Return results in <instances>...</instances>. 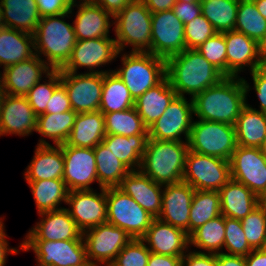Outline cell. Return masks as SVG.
Returning a JSON list of instances; mask_svg holds the SVG:
<instances>
[{"mask_svg": "<svg viewBox=\"0 0 266 266\" xmlns=\"http://www.w3.org/2000/svg\"><path fill=\"white\" fill-rule=\"evenodd\" d=\"M194 116L201 120L235 125L246 106L242 77H224L192 98Z\"/></svg>", "mask_w": 266, "mask_h": 266, "instance_id": "1", "label": "cell"}, {"mask_svg": "<svg viewBox=\"0 0 266 266\" xmlns=\"http://www.w3.org/2000/svg\"><path fill=\"white\" fill-rule=\"evenodd\" d=\"M166 77L177 96L193 98L225 76L196 49H185L166 60Z\"/></svg>", "mask_w": 266, "mask_h": 266, "instance_id": "2", "label": "cell"}, {"mask_svg": "<svg viewBox=\"0 0 266 266\" xmlns=\"http://www.w3.org/2000/svg\"><path fill=\"white\" fill-rule=\"evenodd\" d=\"M73 10L71 7L66 13L42 17L33 34L35 54L41 59L44 55L52 70H59L67 63L77 42L73 25L64 19Z\"/></svg>", "mask_w": 266, "mask_h": 266, "instance_id": "3", "label": "cell"}, {"mask_svg": "<svg viewBox=\"0 0 266 266\" xmlns=\"http://www.w3.org/2000/svg\"><path fill=\"white\" fill-rule=\"evenodd\" d=\"M188 150V142L148 138L139 170L161 185L181 182Z\"/></svg>", "mask_w": 266, "mask_h": 266, "instance_id": "4", "label": "cell"}, {"mask_svg": "<svg viewBox=\"0 0 266 266\" xmlns=\"http://www.w3.org/2000/svg\"><path fill=\"white\" fill-rule=\"evenodd\" d=\"M113 19L119 52L130 45V52L151 53L152 12L141 0L129 3Z\"/></svg>", "mask_w": 266, "mask_h": 266, "instance_id": "5", "label": "cell"}, {"mask_svg": "<svg viewBox=\"0 0 266 266\" xmlns=\"http://www.w3.org/2000/svg\"><path fill=\"white\" fill-rule=\"evenodd\" d=\"M121 62L122 67L113 72L124 82L134 100L166 78V60L151 53H123Z\"/></svg>", "mask_w": 266, "mask_h": 266, "instance_id": "6", "label": "cell"}, {"mask_svg": "<svg viewBox=\"0 0 266 266\" xmlns=\"http://www.w3.org/2000/svg\"><path fill=\"white\" fill-rule=\"evenodd\" d=\"M188 147L195 153L229 161L237 147L235 127L223 122L193 120Z\"/></svg>", "mask_w": 266, "mask_h": 266, "instance_id": "7", "label": "cell"}, {"mask_svg": "<svg viewBox=\"0 0 266 266\" xmlns=\"http://www.w3.org/2000/svg\"><path fill=\"white\" fill-rule=\"evenodd\" d=\"M107 222L141 239L154 217L118 187L106 188Z\"/></svg>", "mask_w": 266, "mask_h": 266, "instance_id": "8", "label": "cell"}, {"mask_svg": "<svg viewBox=\"0 0 266 266\" xmlns=\"http://www.w3.org/2000/svg\"><path fill=\"white\" fill-rule=\"evenodd\" d=\"M230 179L228 160L188 150L183 182L195 190L219 191Z\"/></svg>", "mask_w": 266, "mask_h": 266, "instance_id": "9", "label": "cell"}, {"mask_svg": "<svg viewBox=\"0 0 266 266\" xmlns=\"http://www.w3.org/2000/svg\"><path fill=\"white\" fill-rule=\"evenodd\" d=\"M19 250H33L37 266H91L84 240H23Z\"/></svg>", "mask_w": 266, "mask_h": 266, "instance_id": "10", "label": "cell"}, {"mask_svg": "<svg viewBox=\"0 0 266 266\" xmlns=\"http://www.w3.org/2000/svg\"><path fill=\"white\" fill-rule=\"evenodd\" d=\"M83 239L90 265L109 266L132 237L125 230L105 222L84 231Z\"/></svg>", "mask_w": 266, "mask_h": 266, "instance_id": "11", "label": "cell"}, {"mask_svg": "<svg viewBox=\"0 0 266 266\" xmlns=\"http://www.w3.org/2000/svg\"><path fill=\"white\" fill-rule=\"evenodd\" d=\"M115 38H95L77 40L67 63L59 69L77 73L79 68H87L86 73H107L113 70H99L121 56ZM98 70H95L94 68ZM89 69V72H88Z\"/></svg>", "mask_w": 266, "mask_h": 266, "instance_id": "12", "label": "cell"}, {"mask_svg": "<svg viewBox=\"0 0 266 266\" xmlns=\"http://www.w3.org/2000/svg\"><path fill=\"white\" fill-rule=\"evenodd\" d=\"M193 114L192 98L187 101L185 96H176L162 116L148 127L149 139L188 142Z\"/></svg>", "mask_w": 266, "mask_h": 266, "instance_id": "13", "label": "cell"}, {"mask_svg": "<svg viewBox=\"0 0 266 266\" xmlns=\"http://www.w3.org/2000/svg\"><path fill=\"white\" fill-rule=\"evenodd\" d=\"M72 110L76 113L99 111L104 73H72L60 71Z\"/></svg>", "mask_w": 266, "mask_h": 266, "instance_id": "14", "label": "cell"}, {"mask_svg": "<svg viewBox=\"0 0 266 266\" xmlns=\"http://www.w3.org/2000/svg\"><path fill=\"white\" fill-rule=\"evenodd\" d=\"M229 163L231 179L242 183L258 197L266 192V158L259 148L237 145Z\"/></svg>", "mask_w": 266, "mask_h": 266, "instance_id": "15", "label": "cell"}, {"mask_svg": "<svg viewBox=\"0 0 266 266\" xmlns=\"http://www.w3.org/2000/svg\"><path fill=\"white\" fill-rule=\"evenodd\" d=\"M185 49L184 23L173 10L152 13L151 54L167 60Z\"/></svg>", "mask_w": 266, "mask_h": 266, "instance_id": "16", "label": "cell"}, {"mask_svg": "<svg viewBox=\"0 0 266 266\" xmlns=\"http://www.w3.org/2000/svg\"><path fill=\"white\" fill-rule=\"evenodd\" d=\"M63 151V181L68 191L93 190L91 184L98 183L96 159L93 148L60 145Z\"/></svg>", "mask_w": 266, "mask_h": 266, "instance_id": "17", "label": "cell"}, {"mask_svg": "<svg viewBox=\"0 0 266 266\" xmlns=\"http://www.w3.org/2000/svg\"><path fill=\"white\" fill-rule=\"evenodd\" d=\"M99 189L68 192L66 209L82 232L107 222L106 188Z\"/></svg>", "mask_w": 266, "mask_h": 266, "instance_id": "18", "label": "cell"}, {"mask_svg": "<svg viewBox=\"0 0 266 266\" xmlns=\"http://www.w3.org/2000/svg\"><path fill=\"white\" fill-rule=\"evenodd\" d=\"M37 115L26 96L6 94L0 105V136H29L36 131Z\"/></svg>", "mask_w": 266, "mask_h": 266, "instance_id": "19", "label": "cell"}, {"mask_svg": "<svg viewBox=\"0 0 266 266\" xmlns=\"http://www.w3.org/2000/svg\"><path fill=\"white\" fill-rule=\"evenodd\" d=\"M227 54V77H239L245 67L253 72L264 61L260 52V44L243 34L231 30L224 32Z\"/></svg>", "mask_w": 266, "mask_h": 266, "instance_id": "20", "label": "cell"}, {"mask_svg": "<svg viewBox=\"0 0 266 266\" xmlns=\"http://www.w3.org/2000/svg\"><path fill=\"white\" fill-rule=\"evenodd\" d=\"M194 191L192 186L183 181L164 185L158 219L184 230L189 235V216Z\"/></svg>", "mask_w": 266, "mask_h": 266, "instance_id": "21", "label": "cell"}, {"mask_svg": "<svg viewBox=\"0 0 266 266\" xmlns=\"http://www.w3.org/2000/svg\"><path fill=\"white\" fill-rule=\"evenodd\" d=\"M1 72L4 92L14 96H26L31 88L48 75L52 69L36 54L25 61L7 66ZM43 74V75H42Z\"/></svg>", "mask_w": 266, "mask_h": 266, "instance_id": "22", "label": "cell"}, {"mask_svg": "<svg viewBox=\"0 0 266 266\" xmlns=\"http://www.w3.org/2000/svg\"><path fill=\"white\" fill-rule=\"evenodd\" d=\"M42 218L25 236V240H84L83 232L66 208L38 213Z\"/></svg>", "mask_w": 266, "mask_h": 266, "instance_id": "23", "label": "cell"}, {"mask_svg": "<svg viewBox=\"0 0 266 266\" xmlns=\"http://www.w3.org/2000/svg\"><path fill=\"white\" fill-rule=\"evenodd\" d=\"M151 253L183 257L189 250V235L182 229L154 218L141 238Z\"/></svg>", "mask_w": 266, "mask_h": 266, "instance_id": "24", "label": "cell"}, {"mask_svg": "<svg viewBox=\"0 0 266 266\" xmlns=\"http://www.w3.org/2000/svg\"><path fill=\"white\" fill-rule=\"evenodd\" d=\"M71 7L78 9L73 21L77 40L110 38L109 29L113 20H109L113 17L101 6L91 0H80L75 1Z\"/></svg>", "mask_w": 266, "mask_h": 266, "instance_id": "25", "label": "cell"}, {"mask_svg": "<svg viewBox=\"0 0 266 266\" xmlns=\"http://www.w3.org/2000/svg\"><path fill=\"white\" fill-rule=\"evenodd\" d=\"M163 187L140 170L130 171L118 186L154 218H158L161 213Z\"/></svg>", "mask_w": 266, "mask_h": 266, "instance_id": "26", "label": "cell"}, {"mask_svg": "<svg viewBox=\"0 0 266 266\" xmlns=\"http://www.w3.org/2000/svg\"><path fill=\"white\" fill-rule=\"evenodd\" d=\"M24 172L26 181L63 179L64 158L60 145H38Z\"/></svg>", "mask_w": 266, "mask_h": 266, "instance_id": "27", "label": "cell"}, {"mask_svg": "<svg viewBox=\"0 0 266 266\" xmlns=\"http://www.w3.org/2000/svg\"><path fill=\"white\" fill-rule=\"evenodd\" d=\"M221 214L242 220L259 203V197L242 183L230 179L220 190Z\"/></svg>", "mask_w": 266, "mask_h": 266, "instance_id": "28", "label": "cell"}, {"mask_svg": "<svg viewBox=\"0 0 266 266\" xmlns=\"http://www.w3.org/2000/svg\"><path fill=\"white\" fill-rule=\"evenodd\" d=\"M176 96L175 90L166 77L161 83L135 99L134 107L144 124L150 127L162 116Z\"/></svg>", "mask_w": 266, "mask_h": 266, "instance_id": "29", "label": "cell"}, {"mask_svg": "<svg viewBox=\"0 0 266 266\" xmlns=\"http://www.w3.org/2000/svg\"><path fill=\"white\" fill-rule=\"evenodd\" d=\"M105 135L104 115L101 111L78 113L65 144L94 148L102 143Z\"/></svg>", "mask_w": 266, "mask_h": 266, "instance_id": "30", "label": "cell"}, {"mask_svg": "<svg viewBox=\"0 0 266 266\" xmlns=\"http://www.w3.org/2000/svg\"><path fill=\"white\" fill-rule=\"evenodd\" d=\"M35 55L32 34L12 28H0V68L17 64Z\"/></svg>", "mask_w": 266, "mask_h": 266, "instance_id": "31", "label": "cell"}, {"mask_svg": "<svg viewBox=\"0 0 266 266\" xmlns=\"http://www.w3.org/2000/svg\"><path fill=\"white\" fill-rule=\"evenodd\" d=\"M234 127L237 145L259 148L266 139V113L253 108L246 98Z\"/></svg>", "mask_w": 266, "mask_h": 266, "instance_id": "32", "label": "cell"}, {"mask_svg": "<svg viewBox=\"0 0 266 266\" xmlns=\"http://www.w3.org/2000/svg\"><path fill=\"white\" fill-rule=\"evenodd\" d=\"M5 27L34 34L40 22L36 0H0Z\"/></svg>", "mask_w": 266, "mask_h": 266, "instance_id": "33", "label": "cell"}, {"mask_svg": "<svg viewBox=\"0 0 266 266\" xmlns=\"http://www.w3.org/2000/svg\"><path fill=\"white\" fill-rule=\"evenodd\" d=\"M148 135H105L103 143L130 171L139 170Z\"/></svg>", "mask_w": 266, "mask_h": 266, "instance_id": "34", "label": "cell"}, {"mask_svg": "<svg viewBox=\"0 0 266 266\" xmlns=\"http://www.w3.org/2000/svg\"><path fill=\"white\" fill-rule=\"evenodd\" d=\"M77 114L70 110L59 114L38 115L36 132L43 136L39 139L38 145H49L44 137L52 139L54 145L64 144L70 135Z\"/></svg>", "mask_w": 266, "mask_h": 266, "instance_id": "35", "label": "cell"}, {"mask_svg": "<svg viewBox=\"0 0 266 266\" xmlns=\"http://www.w3.org/2000/svg\"><path fill=\"white\" fill-rule=\"evenodd\" d=\"M37 207V212L62 209L59 205L67 203L68 189L63 179L27 181ZM62 201V202H61Z\"/></svg>", "mask_w": 266, "mask_h": 266, "instance_id": "36", "label": "cell"}, {"mask_svg": "<svg viewBox=\"0 0 266 266\" xmlns=\"http://www.w3.org/2000/svg\"><path fill=\"white\" fill-rule=\"evenodd\" d=\"M93 149L99 187H118L130 170L115 157L103 142L96 145Z\"/></svg>", "mask_w": 266, "mask_h": 266, "instance_id": "37", "label": "cell"}, {"mask_svg": "<svg viewBox=\"0 0 266 266\" xmlns=\"http://www.w3.org/2000/svg\"><path fill=\"white\" fill-rule=\"evenodd\" d=\"M135 100L124 82L113 72L104 73L99 111L118 112L134 107Z\"/></svg>", "mask_w": 266, "mask_h": 266, "instance_id": "38", "label": "cell"}, {"mask_svg": "<svg viewBox=\"0 0 266 266\" xmlns=\"http://www.w3.org/2000/svg\"><path fill=\"white\" fill-rule=\"evenodd\" d=\"M224 241L225 216L222 214L207 221L189 235V246L199 248L203 253H223Z\"/></svg>", "mask_w": 266, "mask_h": 266, "instance_id": "39", "label": "cell"}, {"mask_svg": "<svg viewBox=\"0 0 266 266\" xmlns=\"http://www.w3.org/2000/svg\"><path fill=\"white\" fill-rule=\"evenodd\" d=\"M219 215H221L219 191L195 190L190 208L189 235Z\"/></svg>", "mask_w": 266, "mask_h": 266, "instance_id": "40", "label": "cell"}, {"mask_svg": "<svg viewBox=\"0 0 266 266\" xmlns=\"http://www.w3.org/2000/svg\"><path fill=\"white\" fill-rule=\"evenodd\" d=\"M239 0H202V15L218 33L234 30Z\"/></svg>", "mask_w": 266, "mask_h": 266, "instance_id": "41", "label": "cell"}, {"mask_svg": "<svg viewBox=\"0 0 266 266\" xmlns=\"http://www.w3.org/2000/svg\"><path fill=\"white\" fill-rule=\"evenodd\" d=\"M106 135H148V127L135 107L118 112L103 113Z\"/></svg>", "mask_w": 266, "mask_h": 266, "instance_id": "42", "label": "cell"}, {"mask_svg": "<svg viewBox=\"0 0 266 266\" xmlns=\"http://www.w3.org/2000/svg\"><path fill=\"white\" fill-rule=\"evenodd\" d=\"M234 30L242 32L259 44L266 37V19L259 13L253 0H239Z\"/></svg>", "mask_w": 266, "mask_h": 266, "instance_id": "43", "label": "cell"}, {"mask_svg": "<svg viewBox=\"0 0 266 266\" xmlns=\"http://www.w3.org/2000/svg\"><path fill=\"white\" fill-rule=\"evenodd\" d=\"M45 78L48 80L44 79L43 83H36L26 95L28 103L37 116L46 111L55 88L61 83L60 70H52Z\"/></svg>", "mask_w": 266, "mask_h": 266, "instance_id": "44", "label": "cell"}, {"mask_svg": "<svg viewBox=\"0 0 266 266\" xmlns=\"http://www.w3.org/2000/svg\"><path fill=\"white\" fill-rule=\"evenodd\" d=\"M241 221L243 231L250 247L254 249L266 248V215L258 205Z\"/></svg>", "mask_w": 266, "mask_h": 266, "instance_id": "45", "label": "cell"}, {"mask_svg": "<svg viewBox=\"0 0 266 266\" xmlns=\"http://www.w3.org/2000/svg\"><path fill=\"white\" fill-rule=\"evenodd\" d=\"M223 252L228 255L246 257L253 249L250 247L245 237L240 220L225 216V241Z\"/></svg>", "mask_w": 266, "mask_h": 266, "instance_id": "46", "label": "cell"}, {"mask_svg": "<svg viewBox=\"0 0 266 266\" xmlns=\"http://www.w3.org/2000/svg\"><path fill=\"white\" fill-rule=\"evenodd\" d=\"M208 62L227 77V48L223 33H216L196 49Z\"/></svg>", "mask_w": 266, "mask_h": 266, "instance_id": "47", "label": "cell"}, {"mask_svg": "<svg viewBox=\"0 0 266 266\" xmlns=\"http://www.w3.org/2000/svg\"><path fill=\"white\" fill-rule=\"evenodd\" d=\"M150 253L142 239L132 238L109 266H147Z\"/></svg>", "mask_w": 266, "mask_h": 266, "instance_id": "48", "label": "cell"}, {"mask_svg": "<svg viewBox=\"0 0 266 266\" xmlns=\"http://www.w3.org/2000/svg\"><path fill=\"white\" fill-rule=\"evenodd\" d=\"M217 33L212 24L201 14L184 25L186 49H197Z\"/></svg>", "mask_w": 266, "mask_h": 266, "instance_id": "49", "label": "cell"}, {"mask_svg": "<svg viewBox=\"0 0 266 266\" xmlns=\"http://www.w3.org/2000/svg\"><path fill=\"white\" fill-rule=\"evenodd\" d=\"M250 74L252 75L253 88L249 85L247 80L242 77L246 98L250 89L255 90L257 98L260 101V108L258 111L266 113V61H264Z\"/></svg>", "mask_w": 266, "mask_h": 266, "instance_id": "50", "label": "cell"}, {"mask_svg": "<svg viewBox=\"0 0 266 266\" xmlns=\"http://www.w3.org/2000/svg\"><path fill=\"white\" fill-rule=\"evenodd\" d=\"M72 110L69 96L65 86L60 83L54 90L43 114H59Z\"/></svg>", "mask_w": 266, "mask_h": 266, "instance_id": "51", "label": "cell"}, {"mask_svg": "<svg viewBox=\"0 0 266 266\" xmlns=\"http://www.w3.org/2000/svg\"><path fill=\"white\" fill-rule=\"evenodd\" d=\"M36 2L42 18L68 12L75 0H36Z\"/></svg>", "mask_w": 266, "mask_h": 266, "instance_id": "52", "label": "cell"}, {"mask_svg": "<svg viewBox=\"0 0 266 266\" xmlns=\"http://www.w3.org/2000/svg\"><path fill=\"white\" fill-rule=\"evenodd\" d=\"M176 17L184 23V25L201 15V3H187L177 1L172 8Z\"/></svg>", "mask_w": 266, "mask_h": 266, "instance_id": "53", "label": "cell"}, {"mask_svg": "<svg viewBox=\"0 0 266 266\" xmlns=\"http://www.w3.org/2000/svg\"><path fill=\"white\" fill-rule=\"evenodd\" d=\"M216 254L202 251H187L182 257V266H215Z\"/></svg>", "mask_w": 266, "mask_h": 266, "instance_id": "54", "label": "cell"}, {"mask_svg": "<svg viewBox=\"0 0 266 266\" xmlns=\"http://www.w3.org/2000/svg\"><path fill=\"white\" fill-rule=\"evenodd\" d=\"M101 6L112 17L121 12L129 3L136 0H91Z\"/></svg>", "mask_w": 266, "mask_h": 266, "instance_id": "55", "label": "cell"}, {"mask_svg": "<svg viewBox=\"0 0 266 266\" xmlns=\"http://www.w3.org/2000/svg\"><path fill=\"white\" fill-rule=\"evenodd\" d=\"M147 266H182V257L150 253Z\"/></svg>", "mask_w": 266, "mask_h": 266, "instance_id": "56", "label": "cell"}, {"mask_svg": "<svg viewBox=\"0 0 266 266\" xmlns=\"http://www.w3.org/2000/svg\"><path fill=\"white\" fill-rule=\"evenodd\" d=\"M0 217V266H5L8 254H18L20 251L17 248H9L5 225Z\"/></svg>", "mask_w": 266, "mask_h": 266, "instance_id": "57", "label": "cell"}, {"mask_svg": "<svg viewBox=\"0 0 266 266\" xmlns=\"http://www.w3.org/2000/svg\"><path fill=\"white\" fill-rule=\"evenodd\" d=\"M215 266H247L244 256L228 255L225 253L216 254Z\"/></svg>", "mask_w": 266, "mask_h": 266, "instance_id": "58", "label": "cell"}, {"mask_svg": "<svg viewBox=\"0 0 266 266\" xmlns=\"http://www.w3.org/2000/svg\"><path fill=\"white\" fill-rule=\"evenodd\" d=\"M141 1L146 5V7L152 13L171 10L175 5V3L177 2L176 0H141Z\"/></svg>", "mask_w": 266, "mask_h": 266, "instance_id": "59", "label": "cell"}, {"mask_svg": "<svg viewBox=\"0 0 266 266\" xmlns=\"http://www.w3.org/2000/svg\"><path fill=\"white\" fill-rule=\"evenodd\" d=\"M247 266H266V248L254 249L246 257Z\"/></svg>", "mask_w": 266, "mask_h": 266, "instance_id": "60", "label": "cell"}, {"mask_svg": "<svg viewBox=\"0 0 266 266\" xmlns=\"http://www.w3.org/2000/svg\"><path fill=\"white\" fill-rule=\"evenodd\" d=\"M259 13L266 19V0H253Z\"/></svg>", "mask_w": 266, "mask_h": 266, "instance_id": "61", "label": "cell"}, {"mask_svg": "<svg viewBox=\"0 0 266 266\" xmlns=\"http://www.w3.org/2000/svg\"><path fill=\"white\" fill-rule=\"evenodd\" d=\"M258 205L263 209L264 214L266 215V192L259 196Z\"/></svg>", "mask_w": 266, "mask_h": 266, "instance_id": "62", "label": "cell"}, {"mask_svg": "<svg viewBox=\"0 0 266 266\" xmlns=\"http://www.w3.org/2000/svg\"><path fill=\"white\" fill-rule=\"evenodd\" d=\"M260 52H261L263 61H266V37L260 44Z\"/></svg>", "mask_w": 266, "mask_h": 266, "instance_id": "63", "label": "cell"}, {"mask_svg": "<svg viewBox=\"0 0 266 266\" xmlns=\"http://www.w3.org/2000/svg\"><path fill=\"white\" fill-rule=\"evenodd\" d=\"M4 95H5V92H4L2 75H1V71H0V105L2 103V99H3Z\"/></svg>", "mask_w": 266, "mask_h": 266, "instance_id": "64", "label": "cell"}, {"mask_svg": "<svg viewBox=\"0 0 266 266\" xmlns=\"http://www.w3.org/2000/svg\"><path fill=\"white\" fill-rule=\"evenodd\" d=\"M261 154L266 158V139L262 142L259 147Z\"/></svg>", "mask_w": 266, "mask_h": 266, "instance_id": "65", "label": "cell"}, {"mask_svg": "<svg viewBox=\"0 0 266 266\" xmlns=\"http://www.w3.org/2000/svg\"><path fill=\"white\" fill-rule=\"evenodd\" d=\"M4 27H5V22H4V18H3L2 8L0 5V28H4Z\"/></svg>", "mask_w": 266, "mask_h": 266, "instance_id": "66", "label": "cell"}, {"mask_svg": "<svg viewBox=\"0 0 266 266\" xmlns=\"http://www.w3.org/2000/svg\"><path fill=\"white\" fill-rule=\"evenodd\" d=\"M179 2H187V3H201L202 0H176Z\"/></svg>", "mask_w": 266, "mask_h": 266, "instance_id": "67", "label": "cell"}]
</instances>
